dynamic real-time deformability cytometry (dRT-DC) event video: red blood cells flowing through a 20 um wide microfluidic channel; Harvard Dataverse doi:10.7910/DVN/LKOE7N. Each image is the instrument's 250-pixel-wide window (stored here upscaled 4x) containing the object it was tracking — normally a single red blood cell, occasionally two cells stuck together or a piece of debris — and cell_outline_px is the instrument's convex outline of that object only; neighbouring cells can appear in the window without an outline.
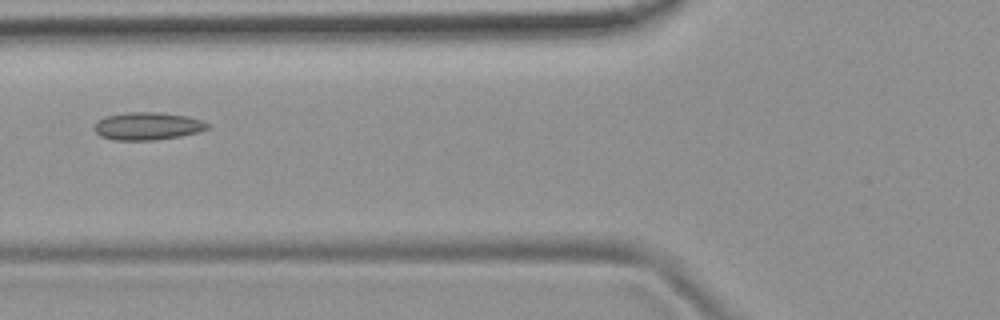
{"species": "common noctule bat (a hibernating species)", "species_latin": "Nyctalus noctula", "temperature_condition": "room temperature", "stored_images_in_passage": 8, "camera_frame_rate_fps": 3000, "um_per_image_px": 0.085, "animal": {"sex": "female", "body_mass_g": 19.9}, "frame": {"image": 1, "passage_image": 8, "time_ms": 8.0, "image_size_px": [1000, 320], "cell_outline_px": [[208, 128], [196, 132], [180, 136], [156, 140], [116, 140], [100, 136], [92, 128], [100, 120], [108, 116], [128, 112], [160, 112], [188, 116], [200, 120], [208, 124]], "centroid_in_image_um": [12.53, 10.72], "position_along_channel_um": 113.3, "area_um2": 18.03}}